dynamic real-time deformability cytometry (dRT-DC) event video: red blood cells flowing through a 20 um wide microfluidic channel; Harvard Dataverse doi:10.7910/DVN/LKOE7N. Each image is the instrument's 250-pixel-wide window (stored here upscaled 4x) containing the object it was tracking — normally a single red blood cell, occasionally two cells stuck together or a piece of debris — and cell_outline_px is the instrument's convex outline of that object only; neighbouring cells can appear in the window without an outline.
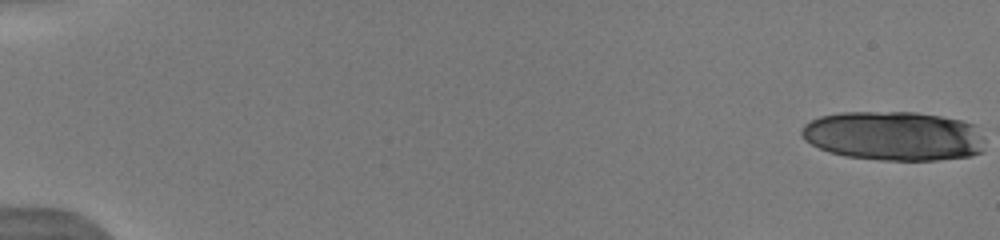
{"species": "human", "species_latin": "Homo sapiens", "temperature_condition": "warm", "stored_images_in_passage": 42, "camera_frame_rate_fps": 3000, "um_per_image_px": 0.085, "donor": {"sex": "male"}, "frame": {"image": 1, "passage_image": 1, "time_ms": 0.0, "image_size_px": [1000, 240], "cell_outline_px": [[984, 152], [972, 156], [936, 160], [880, 160], [844, 156], [828, 152], [804, 140], [800, 132], [800, 128], [804, 124], [820, 116], [840, 112], [916, 112], [940, 116], [960, 120], [972, 124], [984, 136]], "centroid_in_image_um": [75.97, 11.56], "position_along_channel_um": 9.0, "area_um2": 53.18}, "authors_computed_cell_mechanics": {"area_um2": 33.2639, "velocity_mm_per_s": 4.0177, "shape_relaxation_time_tau1_ms": 1.7397, "shape_relaxation_time_tau2_ms": null, "deformation_change_tau1": 0.1156, "deformation_change_tau2": null}}